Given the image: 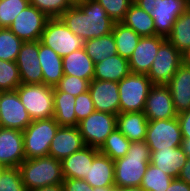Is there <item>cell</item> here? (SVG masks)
I'll return each mask as SVG.
<instances>
[{
  "label": "cell",
  "instance_id": "6da1fadb",
  "mask_svg": "<svg viewBox=\"0 0 190 191\" xmlns=\"http://www.w3.org/2000/svg\"><path fill=\"white\" fill-rule=\"evenodd\" d=\"M60 18L83 41L111 33L115 23L97 0L72 5Z\"/></svg>",
  "mask_w": 190,
  "mask_h": 191
},
{
  "label": "cell",
  "instance_id": "7a4b0ae2",
  "mask_svg": "<svg viewBox=\"0 0 190 191\" xmlns=\"http://www.w3.org/2000/svg\"><path fill=\"white\" fill-rule=\"evenodd\" d=\"M150 156L151 152L145 141L131 142L127 154L114 161L115 187L140 186L150 163Z\"/></svg>",
  "mask_w": 190,
  "mask_h": 191
},
{
  "label": "cell",
  "instance_id": "3957f363",
  "mask_svg": "<svg viewBox=\"0 0 190 191\" xmlns=\"http://www.w3.org/2000/svg\"><path fill=\"white\" fill-rule=\"evenodd\" d=\"M18 168L23 184L28 191L62 184L64 180L61 161L49 155L25 159Z\"/></svg>",
  "mask_w": 190,
  "mask_h": 191
},
{
  "label": "cell",
  "instance_id": "277c9868",
  "mask_svg": "<svg viewBox=\"0 0 190 191\" xmlns=\"http://www.w3.org/2000/svg\"><path fill=\"white\" fill-rule=\"evenodd\" d=\"M15 90L32 121L54 117V87L21 83Z\"/></svg>",
  "mask_w": 190,
  "mask_h": 191
},
{
  "label": "cell",
  "instance_id": "5b68a950",
  "mask_svg": "<svg viewBox=\"0 0 190 191\" xmlns=\"http://www.w3.org/2000/svg\"><path fill=\"white\" fill-rule=\"evenodd\" d=\"M59 127L54 118L32 121L23 131L25 159L48 156L50 144Z\"/></svg>",
  "mask_w": 190,
  "mask_h": 191
},
{
  "label": "cell",
  "instance_id": "8992f818",
  "mask_svg": "<svg viewBox=\"0 0 190 191\" xmlns=\"http://www.w3.org/2000/svg\"><path fill=\"white\" fill-rule=\"evenodd\" d=\"M153 85L146 74L130 72L118 82L120 96L119 112L144 111L147 96Z\"/></svg>",
  "mask_w": 190,
  "mask_h": 191
},
{
  "label": "cell",
  "instance_id": "52a82bcc",
  "mask_svg": "<svg viewBox=\"0 0 190 191\" xmlns=\"http://www.w3.org/2000/svg\"><path fill=\"white\" fill-rule=\"evenodd\" d=\"M39 41L60 57L69 55L84 46V41L75 35L60 17L49 18Z\"/></svg>",
  "mask_w": 190,
  "mask_h": 191
},
{
  "label": "cell",
  "instance_id": "ba28073f",
  "mask_svg": "<svg viewBox=\"0 0 190 191\" xmlns=\"http://www.w3.org/2000/svg\"><path fill=\"white\" fill-rule=\"evenodd\" d=\"M117 115L94 111L79 122L78 128L85 146L100 149L106 138L116 129Z\"/></svg>",
  "mask_w": 190,
  "mask_h": 191
},
{
  "label": "cell",
  "instance_id": "9c48e42d",
  "mask_svg": "<svg viewBox=\"0 0 190 191\" xmlns=\"http://www.w3.org/2000/svg\"><path fill=\"white\" fill-rule=\"evenodd\" d=\"M144 141L150 152L181 146L182 134L178 118L149 121Z\"/></svg>",
  "mask_w": 190,
  "mask_h": 191
},
{
  "label": "cell",
  "instance_id": "30bf717a",
  "mask_svg": "<svg viewBox=\"0 0 190 191\" xmlns=\"http://www.w3.org/2000/svg\"><path fill=\"white\" fill-rule=\"evenodd\" d=\"M182 64V53L167 39L160 45L147 77L153 84L166 85Z\"/></svg>",
  "mask_w": 190,
  "mask_h": 191
},
{
  "label": "cell",
  "instance_id": "8fae6325",
  "mask_svg": "<svg viewBox=\"0 0 190 191\" xmlns=\"http://www.w3.org/2000/svg\"><path fill=\"white\" fill-rule=\"evenodd\" d=\"M49 17L29 4L8 27L23 42L40 40Z\"/></svg>",
  "mask_w": 190,
  "mask_h": 191
},
{
  "label": "cell",
  "instance_id": "7c38bea8",
  "mask_svg": "<svg viewBox=\"0 0 190 191\" xmlns=\"http://www.w3.org/2000/svg\"><path fill=\"white\" fill-rule=\"evenodd\" d=\"M31 122L17 91H0V127L24 131Z\"/></svg>",
  "mask_w": 190,
  "mask_h": 191
},
{
  "label": "cell",
  "instance_id": "4fadbf2b",
  "mask_svg": "<svg viewBox=\"0 0 190 191\" xmlns=\"http://www.w3.org/2000/svg\"><path fill=\"white\" fill-rule=\"evenodd\" d=\"M190 6V0H156L151 11L154 20L155 35L165 38L171 33L176 19Z\"/></svg>",
  "mask_w": 190,
  "mask_h": 191
},
{
  "label": "cell",
  "instance_id": "5bb4252c",
  "mask_svg": "<svg viewBox=\"0 0 190 191\" xmlns=\"http://www.w3.org/2000/svg\"><path fill=\"white\" fill-rule=\"evenodd\" d=\"M148 121L177 117L170 89L167 85L154 84L147 96L144 111Z\"/></svg>",
  "mask_w": 190,
  "mask_h": 191
},
{
  "label": "cell",
  "instance_id": "9a60e30c",
  "mask_svg": "<svg viewBox=\"0 0 190 191\" xmlns=\"http://www.w3.org/2000/svg\"><path fill=\"white\" fill-rule=\"evenodd\" d=\"M39 40L23 42L16 64L22 84H42L43 73L38 59Z\"/></svg>",
  "mask_w": 190,
  "mask_h": 191
},
{
  "label": "cell",
  "instance_id": "2e32d148",
  "mask_svg": "<svg viewBox=\"0 0 190 191\" xmlns=\"http://www.w3.org/2000/svg\"><path fill=\"white\" fill-rule=\"evenodd\" d=\"M24 160L23 131L0 127V166L19 167Z\"/></svg>",
  "mask_w": 190,
  "mask_h": 191
},
{
  "label": "cell",
  "instance_id": "e0dca14e",
  "mask_svg": "<svg viewBox=\"0 0 190 191\" xmlns=\"http://www.w3.org/2000/svg\"><path fill=\"white\" fill-rule=\"evenodd\" d=\"M166 40L160 35L141 37L133 54L128 59L130 71L148 74L160 45Z\"/></svg>",
  "mask_w": 190,
  "mask_h": 191
},
{
  "label": "cell",
  "instance_id": "ac0fdd59",
  "mask_svg": "<svg viewBox=\"0 0 190 191\" xmlns=\"http://www.w3.org/2000/svg\"><path fill=\"white\" fill-rule=\"evenodd\" d=\"M95 111L107 112L113 115L119 113L120 96L118 82L93 79L89 84Z\"/></svg>",
  "mask_w": 190,
  "mask_h": 191
},
{
  "label": "cell",
  "instance_id": "d6986e66",
  "mask_svg": "<svg viewBox=\"0 0 190 191\" xmlns=\"http://www.w3.org/2000/svg\"><path fill=\"white\" fill-rule=\"evenodd\" d=\"M85 146L77 126H60L52 139L49 156L62 161Z\"/></svg>",
  "mask_w": 190,
  "mask_h": 191
},
{
  "label": "cell",
  "instance_id": "ffe728a7",
  "mask_svg": "<svg viewBox=\"0 0 190 191\" xmlns=\"http://www.w3.org/2000/svg\"><path fill=\"white\" fill-rule=\"evenodd\" d=\"M166 85L170 89L176 113L190 110V66L182 63Z\"/></svg>",
  "mask_w": 190,
  "mask_h": 191
},
{
  "label": "cell",
  "instance_id": "44dd1931",
  "mask_svg": "<svg viewBox=\"0 0 190 191\" xmlns=\"http://www.w3.org/2000/svg\"><path fill=\"white\" fill-rule=\"evenodd\" d=\"M99 149L84 146L61 161L64 178L84 179Z\"/></svg>",
  "mask_w": 190,
  "mask_h": 191
},
{
  "label": "cell",
  "instance_id": "7402d4cb",
  "mask_svg": "<svg viewBox=\"0 0 190 191\" xmlns=\"http://www.w3.org/2000/svg\"><path fill=\"white\" fill-rule=\"evenodd\" d=\"M188 157L182 148L172 147L151 152L150 163L173 178H177Z\"/></svg>",
  "mask_w": 190,
  "mask_h": 191
},
{
  "label": "cell",
  "instance_id": "603a6c76",
  "mask_svg": "<svg viewBox=\"0 0 190 191\" xmlns=\"http://www.w3.org/2000/svg\"><path fill=\"white\" fill-rule=\"evenodd\" d=\"M84 180L93 188L115 186L114 161L102 153H98L89 166Z\"/></svg>",
  "mask_w": 190,
  "mask_h": 191
},
{
  "label": "cell",
  "instance_id": "cb8c5ba5",
  "mask_svg": "<svg viewBox=\"0 0 190 191\" xmlns=\"http://www.w3.org/2000/svg\"><path fill=\"white\" fill-rule=\"evenodd\" d=\"M38 59L43 73V83L55 87L64 75L62 57L39 41Z\"/></svg>",
  "mask_w": 190,
  "mask_h": 191
},
{
  "label": "cell",
  "instance_id": "d4e9b609",
  "mask_svg": "<svg viewBox=\"0 0 190 191\" xmlns=\"http://www.w3.org/2000/svg\"><path fill=\"white\" fill-rule=\"evenodd\" d=\"M148 119L143 111L117 114L116 128L131 142L144 141Z\"/></svg>",
  "mask_w": 190,
  "mask_h": 191
},
{
  "label": "cell",
  "instance_id": "484cf974",
  "mask_svg": "<svg viewBox=\"0 0 190 191\" xmlns=\"http://www.w3.org/2000/svg\"><path fill=\"white\" fill-rule=\"evenodd\" d=\"M130 72L128 60L116 54L95 63L93 79L119 82Z\"/></svg>",
  "mask_w": 190,
  "mask_h": 191
},
{
  "label": "cell",
  "instance_id": "4316f807",
  "mask_svg": "<svg viewBox=\"0 0 190 191\" xmlns=\"http://www.w3.org/2000/svg\"><path fill=\"white\" fill-rule=\"evenodd\" d=\"M62 66L66 75L76 76L90 82L93 80L95 63L84 48L62 57Z\"/></svg>",
  "mask_w": 190,
  "mask_h": 191
},
{
  "label": "cell",
  "instance_id": "83f0119b",
  "mask_svg": "<svg viewBox=\"0 0 190 191\" xmlns=\"http://www.w3.org/2000/svg\"><path fill=\"white\" fill-rule=\"evenodd\" d=\"M121 23L133 29L141 37L155 35V26L152 16L134 2L126 12Z\"/></svg>",
  "mask_w": 190,
  "mask_h": 191
},
{
  "label": "cell",
  "instance_id": "f1b7e54d",
  "mask_svg": "<svg viewBox=\"0 0 190 191\" xmlns=\"http://www.w3.org/2000/svg\"><path fill=\"white\" fill-rule=\"evenodd\" d=\"M75 98L69 93L54 91L53 118L60 126H77V118L74 111Z\"/></svg>",
  "mask_w": 190,
  "mask_h": 191
},
{
  "label": "cell",
  "instance_id": "f546056e",
  "mask_svg": "<svg viewBox=\"0 0 190 191\" xmlns=\"http://www.w3.org/2000/svg\"><path fill=\"white\" fill-rule=\"evenodd\" d=\"M83 48L94 63L117 54L116 43L112 32L98 38L85 40Z\"/></svg>",
  "mask_w": 190,
  "mask_h": 191
},
{
  "label": "cell",
  "instance_id": "4dcf8cb0",
  "mask_svg": "<svg viewBox=\"0 0 190 191\" xmlns=\"http://www.w3.org/2000/svg\"><path fill=\"white\" fill-rule=\"evenodd\" d=\"M112 34L116 43L117 54L129 59L141 38L133 29L123 23H114Z\"/></svg>",
  "mask_w": 190,
  "mask_h": 191
},
{
  "label": "cell",
  "instance_id": "1f68e13d",
  "mask_svg": "<svg viewBox=\"0 0 190 191\" xmlns=\"http://www.w3.org/2000/svg\"><path fill=\"white\" fill-rule=\"evenodd\" d=\"M166 39L181 53L190 47V6L176 19Z\"/></svg>",
  "mask_w": 190,
  "mask_h": 191
},
{
  "label": "cell",
  "instance_id": "d6a6232c",
  "mask_svg": "<svg viewBox=\"0 0 190 191\" xmlns=\"http://www.w3.org/2000/svg\"><path fill=\"white\" fill-rule=\"evenodd\" d=\"M130 145L131 141L116 128L106 138L99 152L115 161L127 154Z\"/></svg>",
  "mask_w": 190,
  "mask_h": 191
},
{
  "label": "cell",
  "instance_id": "836d02e7",
  "mask_svg": "<svg viewBox=\"0 0 190 191\" xmlns=\"http://www.w3.org/2000/svg\"><path fill=\"white\" fill-rule=\"evenodd\" d=\"M174 178L149 163L140 187L145 191H166Z\"/></svg>",
  "mask_w": 190,
  "mask_h": 191
},
{
  "label": "cell",
  "instance_id": "e575fe53",
  "mask_svg": "<svg viewBox=\"0 0 190 191\" xmlns=\"http://www.w3.org/2000/svg\"><path fill=\"white\" fill-rule=\"evenodd\" d=\"M23 41L9 28H0V59L16 61Z\"/></svg>",
  "mask_w": 190,
  "mask_h": 191
},
{
  "label": "cell",
  "instance_id": "d590c367",
  "mask_svg": "<svg viewBox=\"0 0 190 191\" xmlns=\"http://www.w3.org/2000/svg\"><path fill=\"white\" fill-rule=\"evenodd\" d=\"M21 84L16 61L0 59V91H13Z\"/></svg>",
  "mask_w": 190,
  "mask_h": 191
},
{
  "label": "cell",
  "instance_id": "8d00e7d4",
  "mask_svg": "<svg viewBox=\"0 0 190 191\" xmlns=\"http://www.w3.org/2000/svg\"><path fill=\"white\" fill-rule=\"evenodd\" d=\"M30 0H0V28H8Z\"/></svg>",
  "mask_w": 190,
  "mask_h": 191
},
{
  "label": "cell",
  "instance_id": "74e56055",
  "mask_svg": "<svg viewBox=\"0 0 190 191\" xmlns=\"http://www.w3.org/2000/svg\"><path fill=\"white\" fill-rule=\"evenodd\" d=\"M0 191H28L18 167H6L0 171Z\"/></svg>",
  "mask_w": 190,
  "mask_h": 191
},
{
  "label": "cell",
  "instance_id": "f35d334b",
  "mask_svg": "<svg viewBox=\"0 0 190 191\" xmlns=\"http://www.w3.org/2000/svg\"><path fill=\"white\" fill-rule=\"evenodd\" d=\"M89 80L64 74L60 82L54 87V91H63L75 97L89 90Z\"/></svg>",
  "mask_w": 190,
  "mask_h": 191
},
{
  "label": "cell",
  "instance_id": "ab89813d",
  "mask_svg": "<svg viewBox=\"0 0 190 191\" xmlns=\"http://www.w3.org/2000/svg\"><path fill=\"white\" fill-rule=\"evenodd\" d=\"M30 4L49 18L60 17L72 4L69 0H30Z\"/></svg>",
  "mask_w": 190,
  "mask_h": 191
},
{
  "label": "cell",
  "instance_id": "60d3db41",
  "mask_svg": "<svg viewBox=\"0 0 190 191\" xmlns=\"http://www.w3.org/2000/svg\"><path fill=\"white\" fill-rule=\"evenodd\" d=\"M105 9L107 15L115 22L123 21L126 12L130 8L133 0H97Z\"/></svg>",
  "mask_w": 190,
  "mask_h": 191
},
{
  "label": "cell",
  "instance_id": "b9f144b4",
  "mask_svg": "<svg viewBox=\"0 0 190 191\" xmlns=\"http://www.w3.org/2000/svg\"><path fill=\"white\" fill-rule=\"evenodd\" d=\"M74 111L76 113L77 126L80 121H82L95 111L94 104L89 91L79 94L75 98Z\"/></svg>",
  "mask_w": 190,
  "mask_h": 191
},
{
  "label": "cell",
  "instance_id": "7bdbcfd3",
  "mask_svg": "<svg viewBox=\"0 0 190 191\" xmlns=\"http://www.w3.org/2000/svg\"><path fill=\"white\" fill-rule=\"evenodd\" d=\"M62 186L63 191H93L84 179L64 178Z\"/></svg>",
  "mask_w": 190,
  "mask_h": 191
},
{
  "label": "cell",
  "instance_id": "ee69618b",
  "mask_svg": "<svg viewBox=\"0 0 190 191\" xmlns=\"http://www.w3.org/2000/svg\"><path fill=\"white\" fill-rule=\"evenodd\" d=\"M177 118L181 128L182 139H190V110L178 114Z\"/></svg>",
  "mask_w": 190,
  "mask_h": 191
},
{
  "label": "cell",
  "instance_id": "f6af8a7d",
  "mask_svg": "<svg viewBox=\"0 0 190 191\" xmlns=\"http://www.w3.org/2000/svg\"><path fill=\"white\" fill-rule=\"evenodd\" d=\"M166 191H190V185L178 178H174Z\"/></svg>",
  "mask_w": 190,
  "mask_h": 191
},
{
  "label": "cell",
  "instance_id": "bcb514c9",
  "mask_svg": "<svg viewBox=\"0 0 190 191\" xmlns=\"http://www.w3.org/2000/svg\"><path fill=\"white\" fill-rule=\"evenodd\" d=\"M133 2L148 14H151V11L155 8L156 0H133Z\"/></svg>",
  "mask_w": 190,
  "mask_h": 191
},
{
  "label": "cell",
  "instance_id": "7dc6e473",
  "mask_svg": "<svg viewBox=\"0 0 190 191\" xmlns=\"http://www.w3.org/2000/svg\"><path fill=\"white\" fill-rule=\"evenodd\" d=\"M177 178L190 185V158L187 159Z\"/></svg>",
  "mask_w": 190,
  "mask_h": 191
},
{
  "label": "cell",
  "instance_id": "c3c4849f",
  "mask_svg": "<svg viewBox=\"0 0 190 191\" xmlns=\"http://www.w3.org/2000/svg\"><path fill=\"white\" fill-rule=\"evenodd\" d=\"M33 191H63V186L62 184H56V185L44 186L42 188Z\"/></svg>",
  "mask_w": 190,
  "mask_h": 191
},
{
  "label": "cell",
  "instance_id": "681fc988",
  "mask_svg": "<svg viewBox=\"0 0 190 191\" xmlns=\"http://www.w3.org/2000/svg\"><path fill=\"white\" fill-rule=\"evenodd\" d=\"M188 158H190V139H182L180 146Z\"/></svg>",
  "mask_w": 190,
  "mask_h": 191
},
{
  "label": "cell",
  "instance_id": "f907efd6",
  "mask_svg": "<svg viewBox=\"0 0 190 191\" xmlns=\"http://www.w3.org/2000/svg\"><path fill=\"white\" fill-rule=\"evenodd\" d=\"M182 63L190 66V47L182 52Z\"/></svg>",
  "mask_w": 190,
  "mask_h": 191
},
{
  "label": "cell",
  "instance_id": "816d5d0a",
  "mask_svg": "<svg viewBox=\"0 0 190 191\" xmlns=\"http://www.w3.org/2000/svg\"><path fill=\"white\" fill-rule=\"evenodd\" d=\"M114 191H145L140 186L115 188Z\"/></svg>",
  "mask_w": 190,
  "mask_h": 191
},
{
  "label": "cell",
  "instance_id": "f5cc1de1",
  "mask_svg": "<svg viewBox=\"0 0 190 191\" xmlns=\"http://www.w3.org/2000/svg\"><path fill=\"white\" fill-rule=\"evenodd\" d=\"M115 188V186L96 187L93 191H114Z\"/></svg>",
  "mask_w": 190,
  "mask_h": 191
},
{
  "label": "cell",
  "instance_id": "db71d44e",
  "mask_svg": "<svg viewBox=\"0 0 190 191\" xmlns=\"http://www.w3.org/2000/svg\"><path fill=\"white\" fill-rule=\"evenodd\" d=\"M83 0H69V2L72 4V5H77L78 3L82 2Z\"/></svg>",
  "mask_w": 190,
  "mask_h": 191
}]
</instances>
